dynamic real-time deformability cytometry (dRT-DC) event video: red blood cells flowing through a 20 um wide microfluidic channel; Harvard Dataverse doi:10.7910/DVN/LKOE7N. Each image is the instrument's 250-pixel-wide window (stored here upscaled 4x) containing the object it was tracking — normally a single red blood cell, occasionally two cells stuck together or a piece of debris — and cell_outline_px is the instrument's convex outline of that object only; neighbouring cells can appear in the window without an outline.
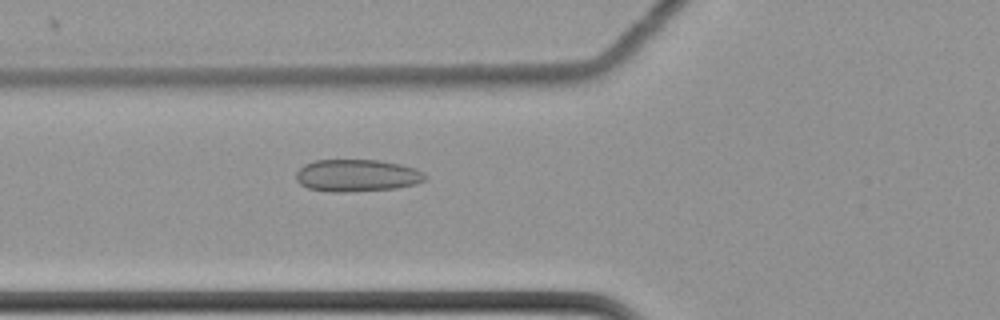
{"species": "common noctule bat (a hibernating species)", "species_latin": "Nyctalus noctula", "temperature_condition": "cold", "stored_images_in_passage": 60, "camera_frame_rate_fps": 3000, "um_per_image_px": 0.085, "animal": {"sex": "female", "body_mass_g": 22.7, "forearm_length_mm": 54.2}, "frame": {"image": 1, "passage_image": 23, "time_ms": 7.333, "image_size_px": [1000, 320], "cell_outline_px": [[428, 176], [424, 180], [416, 184], [396, 188], [344, 192], [328, 192], [308, 188], [300, 184], [296, 180], [296, 172], [304, 164], [316, 160], [380, 160], [400, 164], [416, 168], [424, 172]], "centroid_in_image_um": [30.35, 14.91], "position_along_channel_um": 95.5, "area_um2": 24.39}}
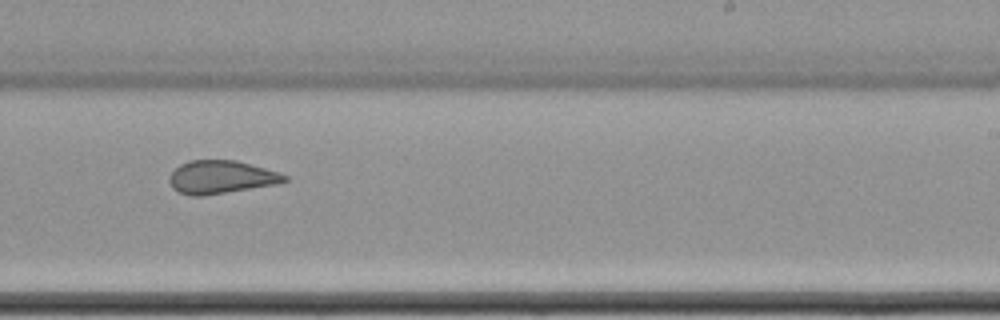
{"frame": {"image": 2, "passage_image": 38, "time_ms": 12.333, "image_size_px": [1000, 320], "cell_outline_px": [[288, 180], [280, 184], [204, 196], [192, 196], [180, 192], [172, 188], [168, 180], [168, 176], [180, 164], [188, 160], [236, 160], [280, 172], [288, 176]], "centroid_in_image_um": [18.81, 15.06], "position_along_channel_um": 270.2, "area_um2": 22.54}}
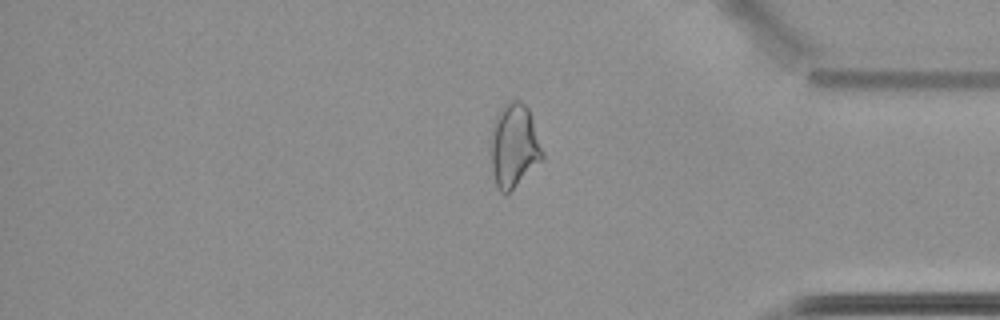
{"frame": {"image": 3, "passage_image": 50, "time_ms": 16.333, "image_size_px": [1000, 320], "cell_outline_px": [[544, 160], [508, 196], [504, 196], [496, 188], [488, 148], [492, 124], [500, 108], [508, 100], [520, 100], [528, 108], [544, 152]], "centroid_in_image_um": [43.67, 12.46], "position_along_channel_um": 391.5, "area_um2": 26.41}, "authors_computed_cell_mechanics": {"area_um2": 25.6632, "velocity_mm_per_s": 3.4922, "shape_relaxation_time_tau1_ms": null, "shape_relaxation_time_tau2_ms": 1.026, "deformation_change_tau1": null, "deformation_change_tau2": 0.0628}}